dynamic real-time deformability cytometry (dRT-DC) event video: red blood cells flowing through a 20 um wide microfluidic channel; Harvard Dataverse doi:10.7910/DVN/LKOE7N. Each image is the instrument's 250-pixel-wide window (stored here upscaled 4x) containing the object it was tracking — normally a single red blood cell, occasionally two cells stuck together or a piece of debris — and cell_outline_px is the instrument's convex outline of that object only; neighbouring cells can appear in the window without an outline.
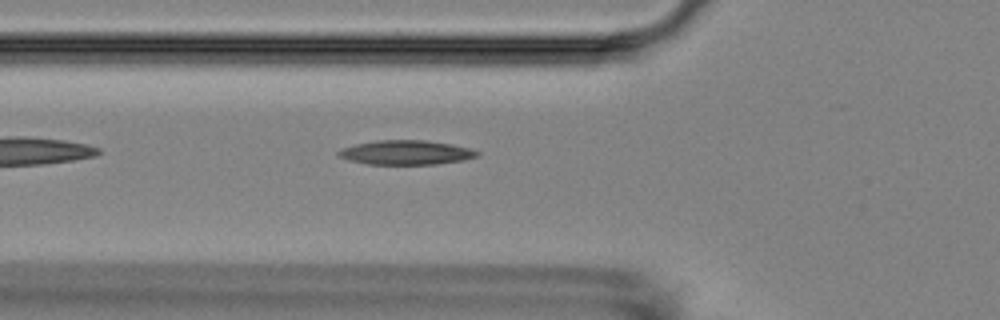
{"species": "Egyptian fruit bat (a non-hibernating species)", "species_latin": "Rousettus aegyptiacus", "temperature_condition": "room temperature", "stored_images_in_passage": 6, "camera_frame_rate_fps": 3000, "um_per_image_px": 0.085, "animal": {"sex": "female"}, "frame": {"image": 1, "passage_image": 6, "time_ms": 6.0, "image_size_px": [1000, 320], "cell_outline_px": [[480, 156], [464, 160], [436, 164], [368, 164], [348, 160], [336, 156], [336, 152], [340, 148], [356, 144], [376, 140], [424, 140], [452, 144], [472, 148], [480, 152]], "centroid_in_image_um": [34.51, 12.96], "position_along_channel_um": 91.3, "area_um2": 19.94}}